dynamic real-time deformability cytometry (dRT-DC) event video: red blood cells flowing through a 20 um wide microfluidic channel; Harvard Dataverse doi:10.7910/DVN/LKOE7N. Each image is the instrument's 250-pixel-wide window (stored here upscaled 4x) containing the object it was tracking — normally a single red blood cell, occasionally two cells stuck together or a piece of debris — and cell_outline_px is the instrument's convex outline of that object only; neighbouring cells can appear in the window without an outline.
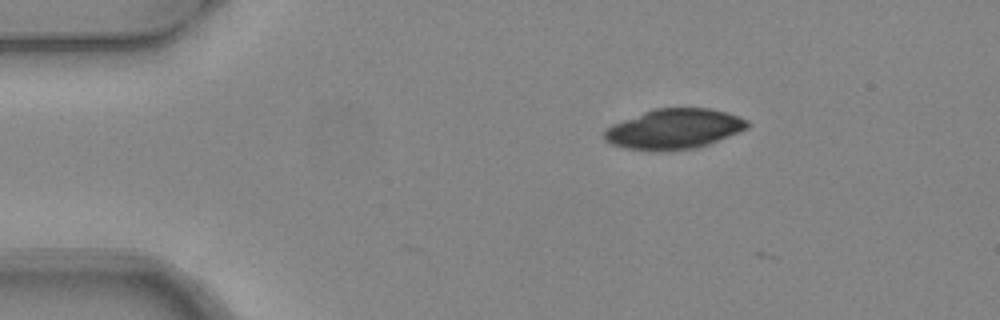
{"species": "common noctule bat (a hibernating species)", "species_latin": "Nyctalus noctula", "temperature_condition": "warm", "stored_images_in_passage": 2, "camera_frame_rate_fps": 3000, "um_per_image_px": 0.085, "animal": {"sex": "female", "body_mass_g": 24.6, "forearm_length_mm": 56.2}, "frame": {"image": 1, "passage_image": 1, "time_ms": 0.0, "image_size_px": [1000, 320], "cell_outline_px": [[752, 124], [748, 128], [708, 144], [696, 148], [624, 148], [612, 144], [604, 140], [604, 128], [612, 124], [652, 108], [708, 108], [724, 112], [748, 120]], "centroid_in_image_um": [57.29, 10.91], "position_along_channel_um": 27.7, "area_um2": 32.6}}